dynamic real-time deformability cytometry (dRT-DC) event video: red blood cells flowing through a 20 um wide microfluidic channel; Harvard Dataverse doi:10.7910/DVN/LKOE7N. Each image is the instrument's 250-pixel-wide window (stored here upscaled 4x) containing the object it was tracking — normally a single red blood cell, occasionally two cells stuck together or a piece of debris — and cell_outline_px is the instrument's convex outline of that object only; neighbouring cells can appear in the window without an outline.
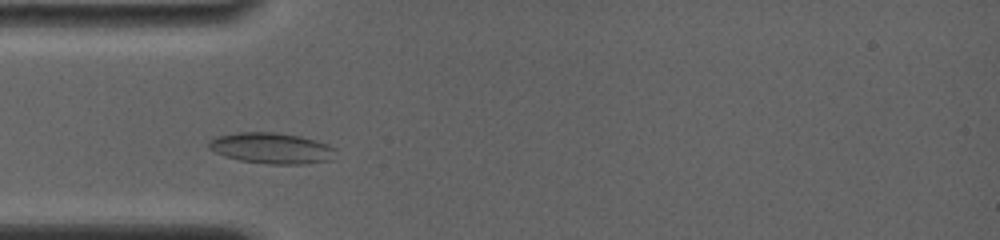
{"species": "common noctule bat (a hibernating species)", "species_latin": "Nyctalus noctula", "temperature_condition": "room temperature", "stored_images_in_passage": 21, "camera_frame_rate_fps": 4000, "um_per_image_px": 0.085, "animal": {"sex": "female", "body_mass_g": 19.0, "forearm_length_mm": 56.7}, "frame": {"image": 1, "passage_image": 6, "time_ms": 1.75, "image_size_px": [1000, 240], "cell_outline_px": [[336, 148], [332, 160], [304, 164], [268, 164], [240, 160], [224, 156], [208, 148], [208, 144], [216, 136], [240, 132], [276, 132], [300, 136], [316, 140], [328, 144]], "centroid_in_image_um": [23.11, 12.59], "position_along_channel_um": 61.9, "area_um2": 22.89}}
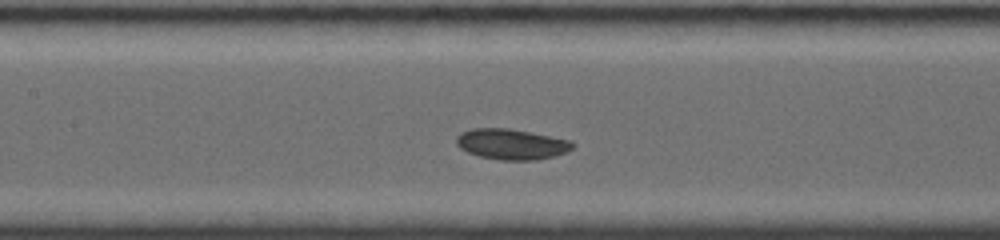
{"frame": {"image": 2, "passage_image": 13, "time_ms": 4.5, "image_size_px": [1000, 240], "cell_outline_px": [[576, 144], [572, 148], [564, 152], [552, 156], [536, 160], [500, 160], [480, 156], [468, 152], [460, 148], [456, 144], [456, 136], [460, 132], [472, 128], [508, 128], [568, 140]], "centroid_in_image_um": [43.41, 12.25], "position_along_channel_um": 164.0, "area_um2": 20.46}}
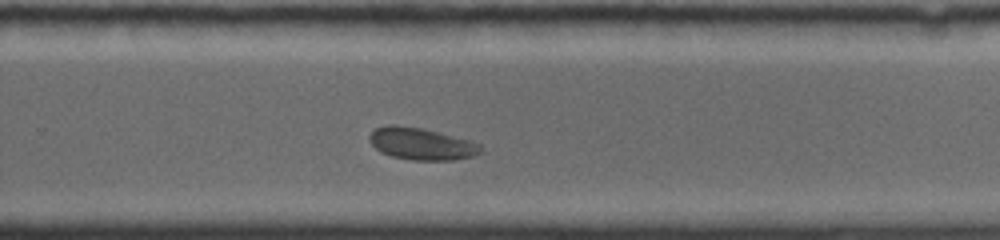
{"frame": {"image": 3, "passage_image": 21, "time_ms": 8.0, "image_size_px": [1000, 240], "cell_outline_px": [[484, 148], [480, 152], [472, 156], [452, 160], [412, 160], [392, 156], [380, 152], [368, 140], [368, 136], [376, 128], [388, 124], [396, 124], [424, 128], [472, 140], [480, 144]], "centroid_in_image_um": [35.83, 12.21], "position_along_channel_um": 294.0, "area_um2": 21.04}}